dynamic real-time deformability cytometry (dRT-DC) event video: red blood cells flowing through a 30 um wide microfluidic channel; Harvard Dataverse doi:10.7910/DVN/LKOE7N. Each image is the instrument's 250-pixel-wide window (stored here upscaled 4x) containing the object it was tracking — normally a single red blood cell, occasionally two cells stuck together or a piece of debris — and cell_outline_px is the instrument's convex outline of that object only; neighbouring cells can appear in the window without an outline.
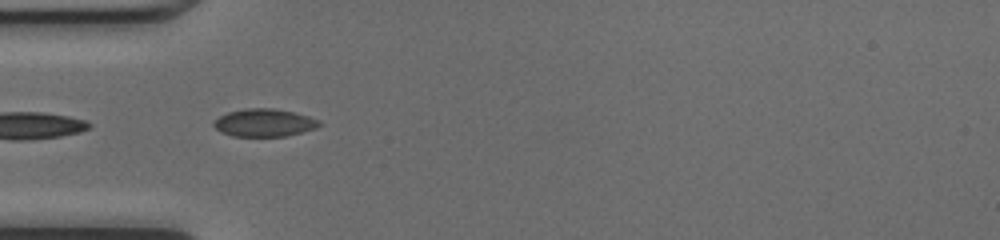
{"species": "common noctule bat (a hibernating species)", "species_latin": "Nyctalus noctula", "temperature_condition": "cold", "stored_images_in_passage": 14, "camera_frame_rate_fps": 3000, "um_per_image_px": 0.085, "animal": {"sex": "female", "body_mass_g": 17.0, "forearm_length_mm": 48.0}, "frame": {"image": 1, "passage_image": 1, "time_ms": 0.0, "image_size_px": [1000, 240], "cell_outline_px": [[324, 124], [316, 128], [288, 136], [232, 136], [220, 132], [212, 124], [220, 116], [228, 112], [244, 108], [272, 108], [292, 112], [308, 116], [320, 120]], "centroid_in_image_um": [22.48, 10.43], "position_along_channel_um": 62.5, "area_um2": 17.11}}
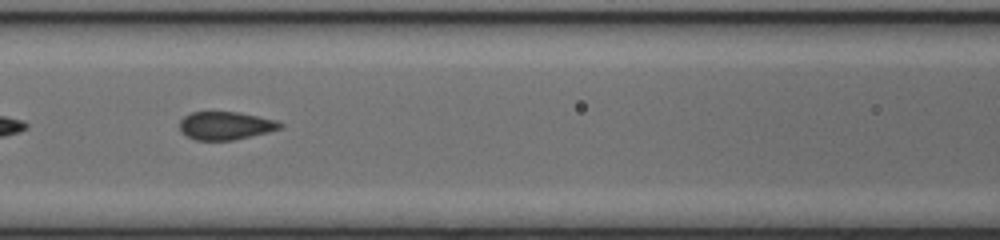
{"frame": {"image": 2, "passage_image": 7, "time_ms": 2.0, "image_size_px": [1000, 240], "cell_outline_px": [[284, 124], [280, 128], [268, 132], [232, 140], [196, 140], [180, 132], [180, 120], [184, 116], [192, 112], [236, 112], [276, 120]], "centroid_in_image_um": [19.15, 10.68], "position_along_channel_um": 147.5, "area_um2": 16.24}}